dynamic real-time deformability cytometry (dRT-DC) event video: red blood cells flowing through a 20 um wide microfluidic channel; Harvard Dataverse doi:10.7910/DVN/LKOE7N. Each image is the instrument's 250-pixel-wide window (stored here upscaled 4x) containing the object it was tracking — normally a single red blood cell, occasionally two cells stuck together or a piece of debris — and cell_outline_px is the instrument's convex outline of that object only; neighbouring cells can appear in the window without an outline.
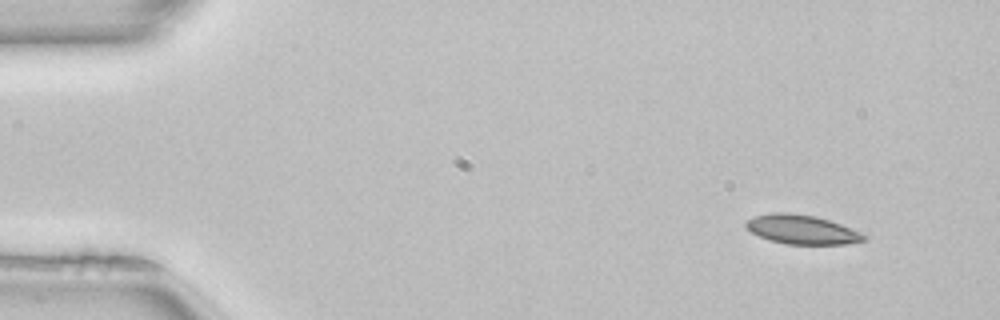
{"species": "common noctule bat (a hibernating species)", "species_latin": "Nyctalus noctula", "temperature_condition": "room temperature", "stored_images_in_passage": 47, "camera_frame_rate_fps": 3000, "um_per_image_px": 0.085, "animal": {"sex": "female", "body_mass_g": 22.7, "forearm_length_mm": 54.2}, "frame": {"image": 1, "passage_image": 1, "time_ms": 0.0, "image_size_px": [1000, 320], "cell_outline_px": [[868, 240], [844, 244], [784, 244], [768, 240], [752, 232], [744, 224], [748, 220], [756, 216], [772, 212], [788, 212], [816, 216], [840, 224], [868, 236]], "centroid_in_image_um": [68.17, 19.51], "position_along_channel_um": 16.8, "area_um2": 19.94}}
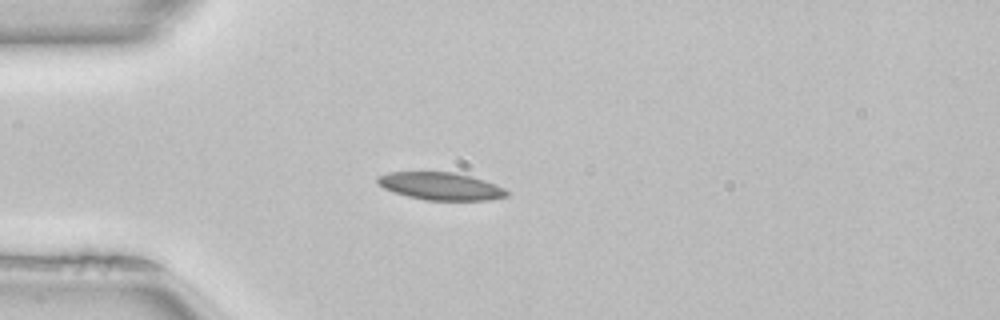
{"frame": {"image": 2, "passage_image": 10, "time_ms": 3.0, "image_size_px": [1000, 320], "cell_outline_px": [[508, 196], [488, 200], [424, 200], [408, 196], [384, 188], [376, 180], [376, 176], [388, 172], [452, 172], [472, 176], [496, 184], [504, 188], [508, 192]], "centroid_in_image_um": [37.47, 15.82], "position_along_channel_um": 47.5, "area_um2": 20.69}}
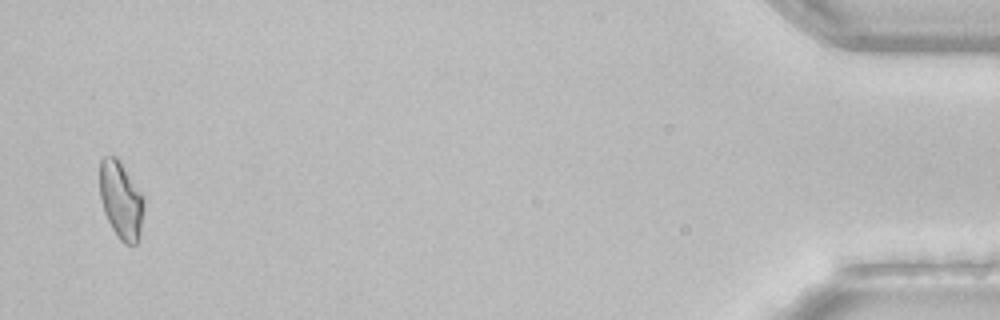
{"frame": {"image": 3, "passage_image": 46, "time_ms": 15.0, "image_size_px": [1000, 320], "cell_outline_px": [[144, 208], [140, 236], [136, 244], [124, 244], [120, 240], [112, 228], [104, 212], [100, 200], [100, 160], [104, 156], [116, 156], [120, 160], [144, 196]], "centroid_in_image_um": [10.29, 17.0], "position_along_channel_um": 424.9, "area_um2": 20.17}, "authors_computed_cell_mechanics": {"area_um2": 19.9988, "velocity_mm_per_s": 4.0146, "shape_relaxation_time_tau1_ms": null, "shape_relaxation_time_tau2_ms": 3.9101, "deformation_change_tau1": null, "deformation_change_tau2": 0.0828}}